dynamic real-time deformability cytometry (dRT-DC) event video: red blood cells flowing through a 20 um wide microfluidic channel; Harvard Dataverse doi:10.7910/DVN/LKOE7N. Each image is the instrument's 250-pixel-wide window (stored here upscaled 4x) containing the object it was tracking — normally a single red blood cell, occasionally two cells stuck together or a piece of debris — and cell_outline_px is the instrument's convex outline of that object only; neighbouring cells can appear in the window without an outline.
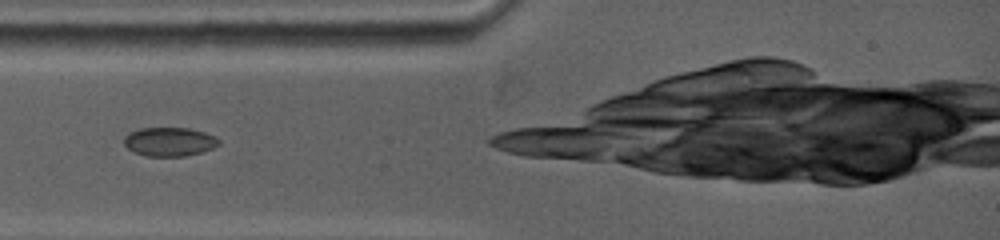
{"species": "common noctule bat (a hibernating species)", "species_latin": "Nyctalus noctula", "temperature_condition": "warm", "stored_images_in_passage": 10, "camera_frame_rate_fps": 5000, "um_per_image_px": 0.085, "animal": {"sex": "female", "body_mass_g": 19.0, "forearm_length_mm": 53.3}, "frame": {"image": 1, "passage_image": 1, "time_ms": 0.0, "image_size_px": [1000, 240], "cell_outline_px": [[220, 144], [212, 148], [200, 152], [184, 156], [148, 156], [136, 152], [128, 148], [124, 144], [124, 136], [128, 132], [140, 128], [188, 128], [204, 132], [216, 136], [220, 140]], "centroid_in_image_um": [14.4, 12.03], "position_along_channel_um": 70.6, "area_um2": 15.9}}
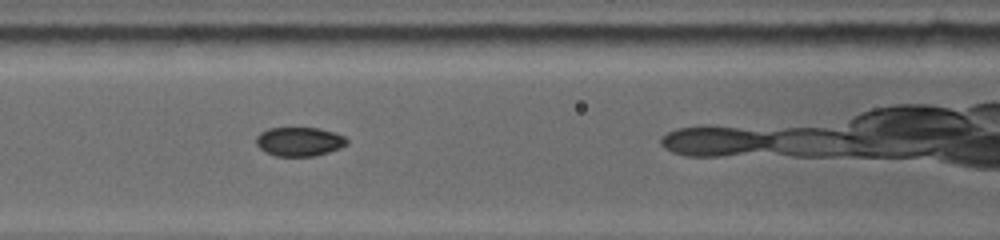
{"frame": {"image": 2, "passage_image": 4, "time_ms": 1.8, "image_size_px": [1000, 240], "cell_outline_px": [[348, 144], [340, 148], [316, 156], [276, 156], [264, 152], [256, 144], [256, 136], [260, 132], [268, 128], [320, 128], [336, 132], [344, 136], [348, 140]], "centroid_in_image_um": [25.45, 12.03], "position_along_channel_um": 141.1, "area_um2": 15.55}}
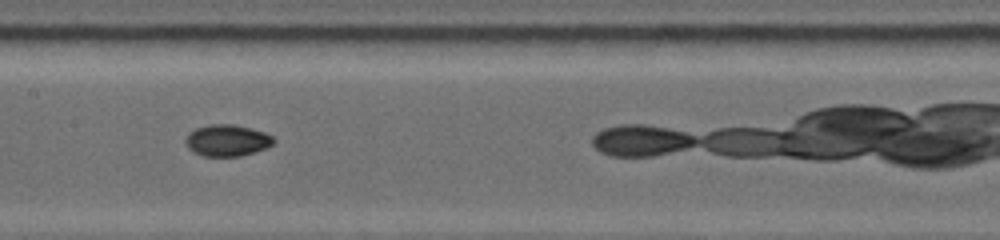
{"frame": {"image": 3, "passage_image": 6, "time_ms": 3.0, "image_size_px": [1000, 240], "cell_outline_px": [[276, 140], [272, 144], [264, 148], [240, 156], [204, 156], [192, 152], [184, 144], [184, 140], [188, 132], [196, 128], [208, 124], [232, 124], [264, 132], [272, 136]], "centroid_in_image_um": [19.23, 11.93], "position_along_channel_um": 188.2, "area_um2": 16.18}}